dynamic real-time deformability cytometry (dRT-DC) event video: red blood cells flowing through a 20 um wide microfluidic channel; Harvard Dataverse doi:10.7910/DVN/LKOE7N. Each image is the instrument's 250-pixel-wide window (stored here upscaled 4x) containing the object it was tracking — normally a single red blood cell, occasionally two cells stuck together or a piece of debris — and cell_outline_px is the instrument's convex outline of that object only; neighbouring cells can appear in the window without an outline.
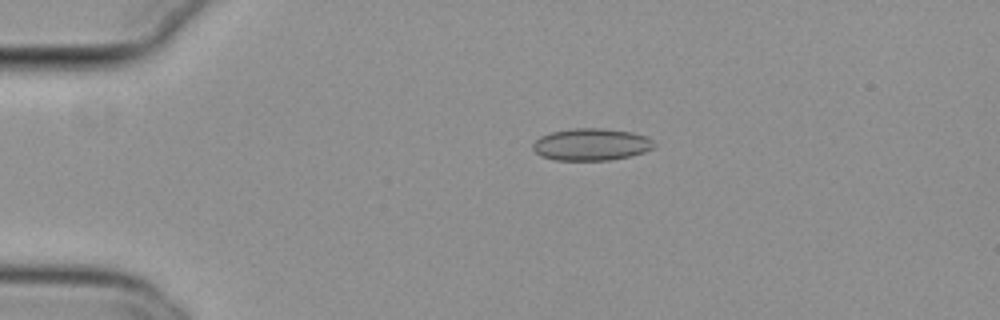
{"species": "common noctule bat (a hibernating species)", "species_latin": "Nyctalus noctula", "temperature_condition": "cold", "stored_images_in_passage": 43, "camera_frame_rate_fps": 3000, "um_per_image_px": 0.085, "animal": {"sex": "female", "body_mass_g": 29.2, "forearm_length_mm": 56.3}, "frame": {"image": 1, "passage_image": 1, "time_ms": 0.0, "image_size_px": [1000, 320], "cell_outline_px": [[656, 144], [652, 148], [644, 152], [632, 156], [608, 160], [556, 160], [540, 156], [532, 148], [532, 144], [540, 136], [552, 132], [572, 128], [604, 128], [632, 132], [644, 136], [652, 140]], "centroid_in_image_um": [50.25, 12.28], "position_along_channel_um": 34.8, "area_um2": 22.72}}
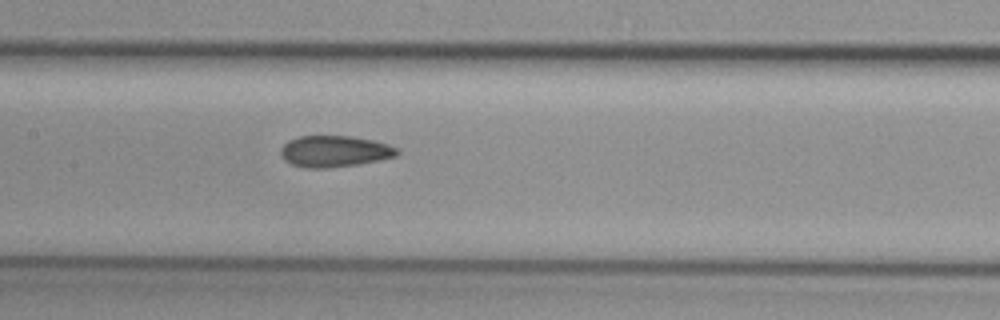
{"frame": {"image": 2, "passage_image": 16, "time_ms": 5.0, "image_size_px": [1000, 320], "cell_outline_px": [[400, 152], [396, 156], [380, 160], [356, 164], [328, 168], [304, 168], [292, 164], [284, 160], [280, 152], [280, 148], [288, 140], [300, 136], [352, 136], [372, 140], [388, 144], [400, 148]], "centroid_in_image_um": [28.44, 12.86], "position_along_channel_um": 179.0, "area_um2": 21.39}}
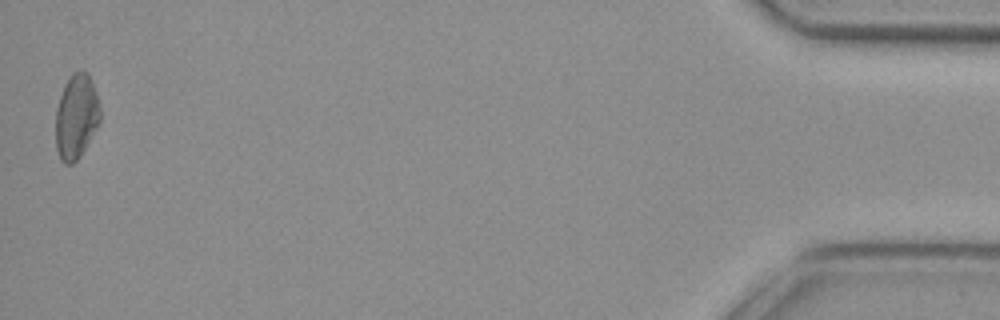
{"frame": {"image": 3, "passage_image": 43, "time_ms": 14.0, "image_size_px": [1000, 320], "cell_outline_px": [[100, 120], [96, 128], [80, 156], [72, 164], [64, 164], [60, 160], [56, 148], [56, 108], [64, 84], [72, 72], [80, 68], [88, 72], [96, 92], [100, 108]], "centroid_in_image_um": [6.47, 9.87], "position_along_channel_um": 428.7, "area_um2": 22.08}, "authors_computed_cell_mechanics": {"area_um2": 21.2704, "velocity_mm_per_s": 3.8215, "shape_relaxation_time_tau1_ms": null, "shape_relaxation_time_tau2_ms": 2.7915, "deformation_change_tau1": null, "deformation_change_tau2": 0.0944}}